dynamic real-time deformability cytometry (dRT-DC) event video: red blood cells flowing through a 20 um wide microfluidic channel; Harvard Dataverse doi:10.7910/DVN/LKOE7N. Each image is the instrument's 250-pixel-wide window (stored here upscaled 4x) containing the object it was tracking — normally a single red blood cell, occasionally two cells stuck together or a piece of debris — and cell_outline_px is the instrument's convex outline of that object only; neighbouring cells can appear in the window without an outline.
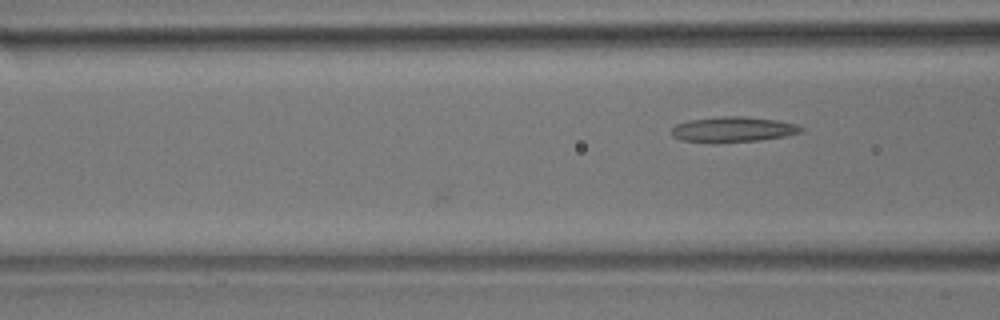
{"species": "common noctule bat (a hibernating species)", "species_latin": "Nyctalus noctula", "temperature_condition": "room temperature", "stored_images_in_passage": 8, "camera_frame_rate_fps": 3000, "um_per_image_px": 0.085, "animal": {"sex": "male", "body_mass_g": 17.9}, "frame": {"image": 1, "passage_image": 8, "time_ms": 2.333, "image_size_px": [1000, 320], "cell_outline_px": [[804, 132], [784, 136], [756, 140], [680, 140], [672, 136], [672, 128], [676, 124], [688, 120], [720, 116], [744, 116], [776, 120], [796, 124], [804, 128]], "centroid_in_image_um": [62.35, 10.95], "position_along_channel_um": 104.3, "area_um2": 18.32}}